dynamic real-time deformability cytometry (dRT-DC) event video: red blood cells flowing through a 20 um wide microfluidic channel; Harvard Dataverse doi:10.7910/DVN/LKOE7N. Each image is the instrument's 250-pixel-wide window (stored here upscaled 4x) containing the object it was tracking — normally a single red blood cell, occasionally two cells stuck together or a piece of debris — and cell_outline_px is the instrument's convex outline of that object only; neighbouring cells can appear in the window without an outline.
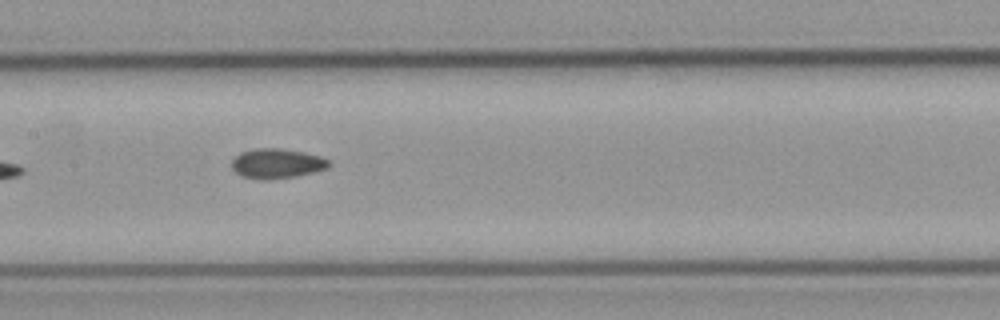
{"species": "common noctule bat (a hibernating species)", "species_latin": "Nyctalus noctula", "temperature_condition": "cold", "stored_images_in_passage": 7, "camera_frame_rate_fps": 3000, "um_per_image_px": 0.085, "animal": {"sex": "male", "body_mass_g": 23.1, "forearm_length_mm": 52.7}, "frame": {"image": 1, "passage_image": 6, "time_ms": 6.0, "image_size_px": [1000, 320], "cell_outline_px": [[332, 164], [328, 168], [316, 172], [296, 176], [268, 180], [240, 176], [232, 168], [232, 160], [240, 152], [256, 148], [280, 148], [304, 152], [320, 156], [328, 160]], "centroid_in_image_um": [23.55, 13.9], "position_along_channel_um": 183.8, "area_um2": 16.99}}
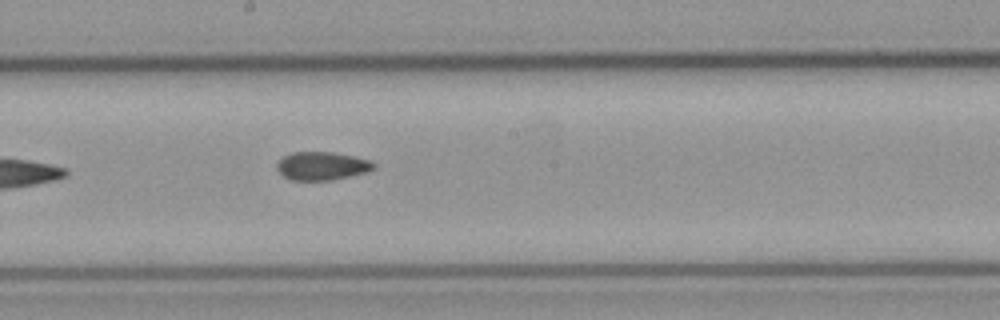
{"frame": {"image": 2, "passage_image": 7, "time_ms": 7.0, "image_size_px": [1000, 320], "cell_outline_px": [[376, 168], [368, 172], [332, 180], [292, 180], [284, 176], [276, 168], [276, 164], [284, 156], [292, 152], [332, 152], [372, 160], [376, 164]], "centroid_in_image_um": [27.41, 14.1], "position_along_channel_um": 220.8, "area_um2": 16.01}}